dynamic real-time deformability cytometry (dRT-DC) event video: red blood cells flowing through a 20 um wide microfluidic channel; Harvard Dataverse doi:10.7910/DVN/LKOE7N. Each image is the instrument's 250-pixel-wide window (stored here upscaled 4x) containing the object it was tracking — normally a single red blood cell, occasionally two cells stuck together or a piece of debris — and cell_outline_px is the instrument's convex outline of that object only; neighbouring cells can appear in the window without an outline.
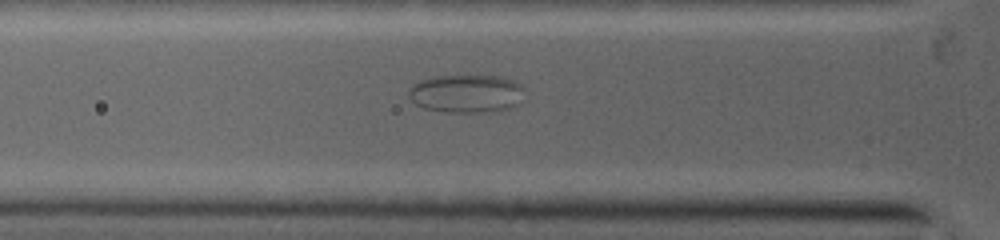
{"species": "common noctule bat (a hibernating species)", "species_latin": "Nyctalus noctula", "temperature_condition": "warm", "stored_images_in_passage": 19, "camera_frame_rate_fps": 5000, "um_per_image_px": 0.085, "animal": {"sex": "female", "body_mass_g": 19.0, "forearm_length_mm": 53.3}, "frame": {"image": 1, "passage_image": 8, "time_ms": 3.2, "image_size_px": [1000, 240], "cell_outline_px": [[520, 88], [512, 104], [508, 108], [480, 112], [456, 112], [424, 108], [416, 104], [412, 100], [408, 92], [408, 88], [412, 84], [424, 80], [440, 76], [496, 76], [512, 80]], "centroid_in_image_um": [39.48, 7.94], "position_along_channel_um": 86.3, "area_um2": 24.33}}
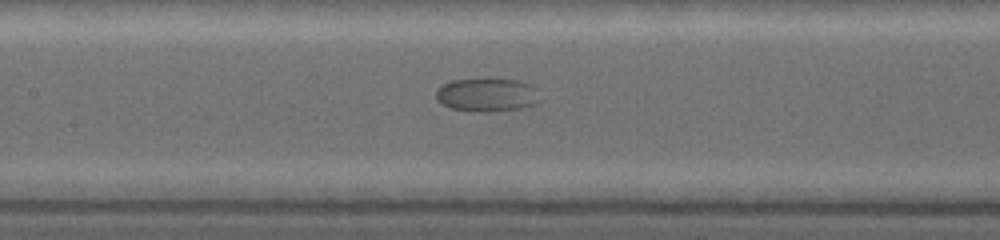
{"frame": {"image": 2, "passage_image": 12, "time_ms": 5.2, "image_size_px": [1000, 240], "cell_outline_px": [[540, 100], [532, 104], [520, 108], [452, 108], [444, 104], [436, 96], [436, 92], [444, 84], [456, 80], [516, 80], [528, 84], [532, 88]], "centroid_in_image_um": [41.39, 8.01], "position_along_channel_um": 166.0, "area_um2": 18.15}}
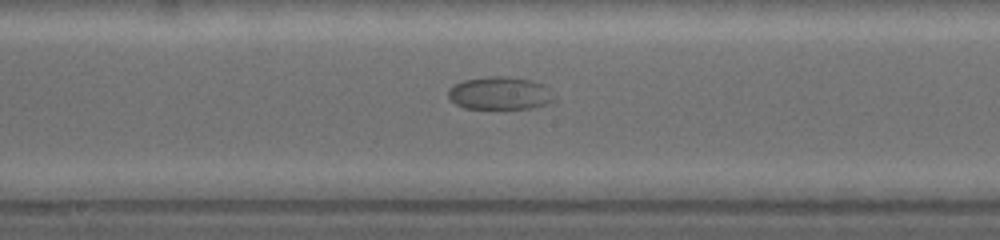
{"frame": {"image": 3, "passage_image": 14, "time_ms": 6.2, "image_size_px": [1000, 240], "cell_outline_px": [[548, 100], [544, 104], [528, 108], [464, 108], [456, 104], [448, 96], [448, 92], [456, 84], [464, 80], [496, 76], [500, 76], [528, 80], [540, 84]], "centroid_in_image_um": [42.3, 7.93], "position_along_channel_um": 205.9, "area_um2": 18.79}}